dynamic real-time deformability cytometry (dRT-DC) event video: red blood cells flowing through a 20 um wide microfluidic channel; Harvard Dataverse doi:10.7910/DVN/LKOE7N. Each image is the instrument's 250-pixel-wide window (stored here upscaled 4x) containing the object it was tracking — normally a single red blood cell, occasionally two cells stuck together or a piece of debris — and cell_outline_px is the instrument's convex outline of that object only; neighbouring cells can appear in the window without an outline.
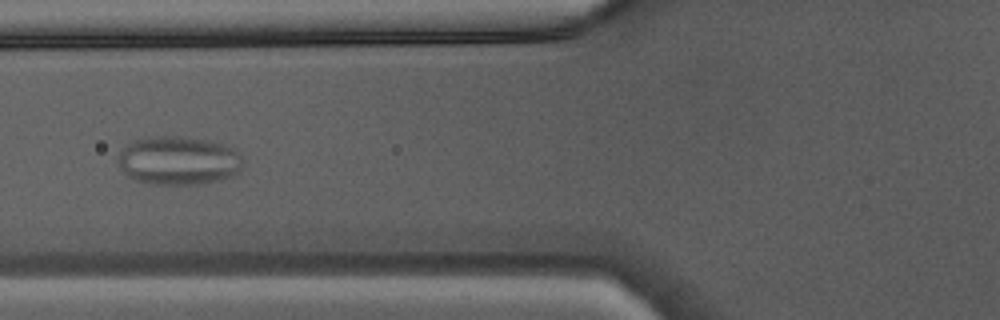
{"species": "Egyptian fruit bat (a non-hibernating species)", "species_latin": "Rousettus aegyptiacus", "temperature_condition": "warm", "stored_images_in_passage": 47, "camera_frame_rate_fps": 3000, "um_per_image_px": 0.085, "animal": {"sex": "male"}, "frame": {"image": 1, "passage_image": 19, "time_ms": 6.0, "image_size_px": [1000, 320], "cell_outline_px": [[244, 168], [240, 172], [232, 176], [204, 184], [148, 184], [136, 180], [128, 176], [116, 164], [116, 160], [120, 152], [128, 144], [140, 136], [184, 136], [208, 140], [236, 148], [244, 160]], "centroid_in_image_um": [15.19, 13.64], "position_along_channel_um": 110.6, "area_um2": 36.24}}
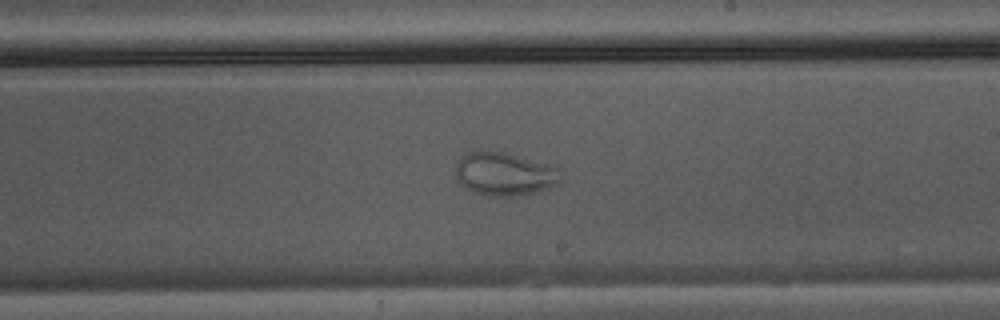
{"frame": {"image": 2, "passage_image": 28, "time_ms": 9.0, "image_size_px": [1000, 320], "cell_outline_px": [[564, 180], [560, 184], [540, 192], [520, 196], [488, 196], [472, 192], [460, 184], [456, 180], [456, 164], [468, 152], [476, 148], [488, 148], [552, 164], [560, 168], [564, 176]], "centroid_in_image_um": [42.95, 14.77], "position_along_channel_um": 246.0, "area_um2": 27.86}}
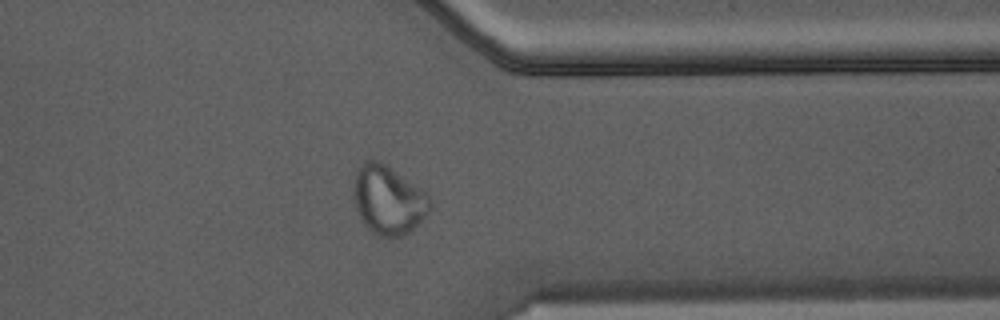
{"frame": {"image": 3, "passage_image": 37, "time_ms": 12.0, "image_size_px": [1000, 320], "cell_outline_px": [[432, 204], [428, 212], [404, 236], [376, 236], [364, 224], [356, 208], [352, 192], [352, 180], [356, 172], [368, 160], [380, 160], [420, 188], [428, 196]], "centroid_in_image_um": [32.96, 16.99], "position_along_channel_um": 378.4, "area_um2": 30.29}}